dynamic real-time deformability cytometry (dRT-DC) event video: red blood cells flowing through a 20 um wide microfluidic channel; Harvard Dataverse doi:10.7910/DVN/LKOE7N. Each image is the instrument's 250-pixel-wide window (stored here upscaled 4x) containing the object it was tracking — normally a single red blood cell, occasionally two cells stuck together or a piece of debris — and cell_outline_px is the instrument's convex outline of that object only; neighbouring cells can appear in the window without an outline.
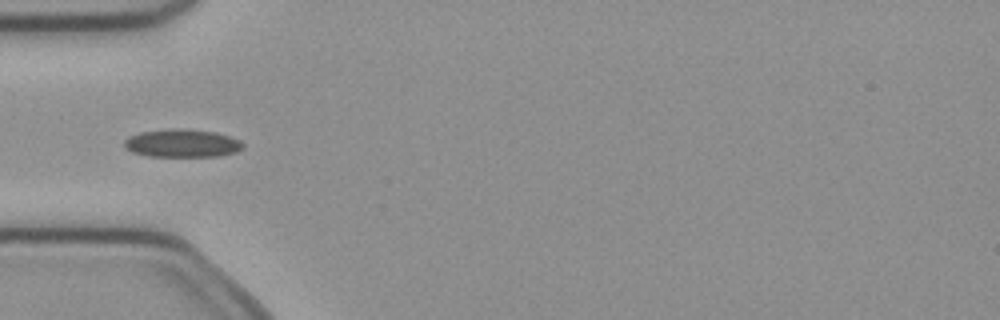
{"species": "common noctule bat (a hibernating species)", "species_latin": "Nyctalus noctula", "temperature_condition": "cold", "stored_images_in_passage": 5, "camera_frame_rate_fps": 3000, "um_per_image_px": 0.085, "animal": {"sex": "female", "body_mass_g": 21.9}, "frame": {"image": 1, "passage_image": 3, "time_ms": 0.667, "image_size_px": [1000, 320], "cell_outline_px": [[244, 148], [236, 152], [220, 156], [148, 156], [132, 152], [124, 148], [124, 140], [128, 136], [140, 132], [168, 128], [184, 128], [216, 132], [240, 140], [244, 144]], "centroid_in_image_um": [15.47, 12.17], "position_along_channel_um": 69.5, "area_um2": 19.65}}
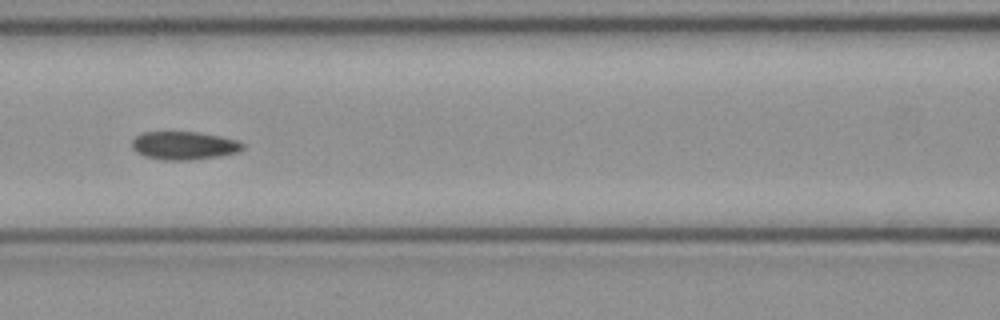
{"frame": {"image": 2, "passage_image": 5, "time_ms": 1.333, "image_size_px": [1000, 320], "cell_outline_px": [[244, 148], [240, 152], [220, 156], [192, 160], [164, 160], [144, 156], [136, 152], [132, 148], [132, 140], [140, 132], [200, 132], [220, 136], [236, 140], [244, 144]], "centroid_in_image_um": [15.64, 12.37], "position_along_channel_um": 151.0, "area_um2": 18.38}}